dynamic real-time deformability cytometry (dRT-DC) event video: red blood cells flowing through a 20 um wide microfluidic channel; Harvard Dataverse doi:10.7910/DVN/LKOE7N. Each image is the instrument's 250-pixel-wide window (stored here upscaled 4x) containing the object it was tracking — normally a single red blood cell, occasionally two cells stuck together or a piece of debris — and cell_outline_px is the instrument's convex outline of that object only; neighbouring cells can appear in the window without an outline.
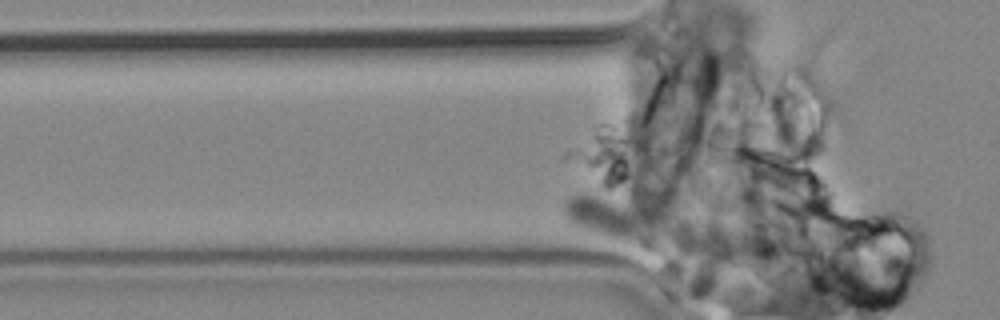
{"species": "common noctule bat (a hibernating species)", "species_latin": "Nyctalus noctula", "temperature_condition": "cold", "stored_images_in_passage": 43, "camera_frame_rate_fps": 3000, "um_per_image_px": 0.085, "animal": {"sex": "male", "body_mass_g": 19.2, "forearm_length_mm": 51.8}, "frame": {"image": 1, "passage_image": 2, "time_ms": 0.333, "image_size_px": [1000, 320], "cell_outline_px": [[660, 244], [652, 252], [648, 252], [572, 224], [564, 216], [564, 204], [572, 196], [584, 192], [604, 196], [620, 208], [656, 236], [660, 240]], "centroid_in_image_um": [51.72, 18.79], "position_along_channel_um": 74.1, "area_um2": 20.63}}
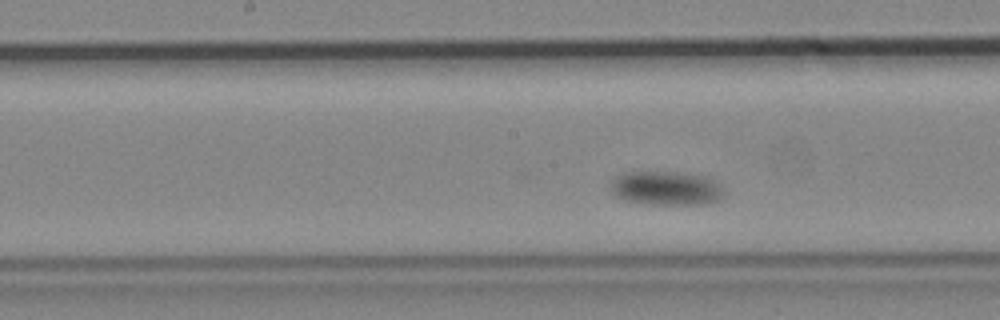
{"frame": {"image": 2, "passage_image": 18, "time_ms": 5.667, "image_size_px": [1000, 320], "cell_outline_px": [[720, 196], [716, 200], [704, 204], [644, 204], [624, 200], [616, 196], [612, 192], [612, 180], [616, 176], [624, 172], [680, 172], [700, 176], [712, 180], [720, 188]], "centroid_in_image_um": [56.51, 16.0], "position_along_channel_um": 191.7, "area_um2": 21.91}}
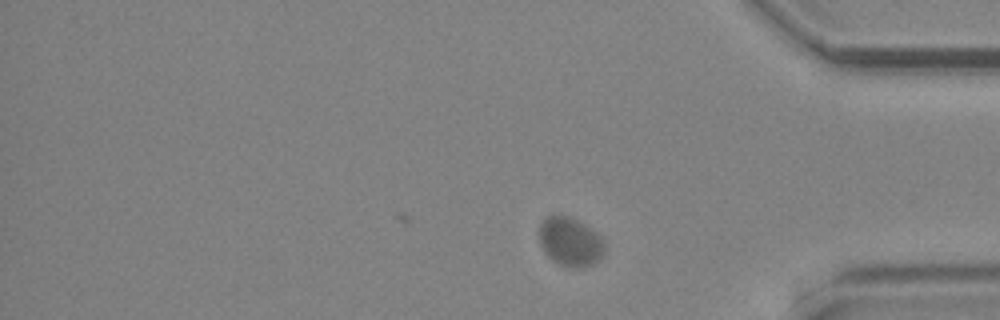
{"frame": {"image": 3, "passage_image": 43, "time_ms": 14.0, "image_size_px": [1000, 320], "cell_outline_px": [[604, 256], [592, 264], [584, 268], [564, 268], [552, 260], [544, 252], [540, 244], [540, 220], [544, 216], [568, 216], [592, 228], [604, 240]], "centroid_in_image_um": [48.47, 20.58], "position_along_channel_um": 386.7, "area_um2": 18.96}}